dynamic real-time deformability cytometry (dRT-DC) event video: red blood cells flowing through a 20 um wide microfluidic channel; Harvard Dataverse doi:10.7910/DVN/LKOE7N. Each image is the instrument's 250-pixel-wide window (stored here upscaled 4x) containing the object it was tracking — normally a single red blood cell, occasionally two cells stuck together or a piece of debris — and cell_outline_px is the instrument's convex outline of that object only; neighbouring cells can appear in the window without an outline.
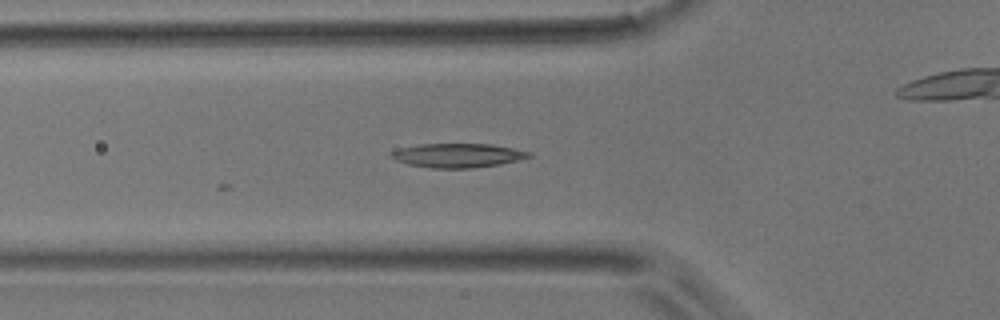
{"species": "common noctule bat (a hibernating species)", "species_latin": "Nyctalus noctula", "temperature_condition": "room temperature", "stored_images_in_passage": 12, "camera_frame_rate_fps": 3000, "um_per_image_px": 0.085, "animal": {"sex": "male", "body_mass_g": 17.9}, "frame": {"image": 1, "passage_image": 9, "time_ms": 2.667, "image_size_px": [1000, 320], "cell_outline_px": [[532, 156], [500, 164], [472, 168], [432, 168], [408, 164], [396, 160], [388, 156], [392, 152], [400, 148], [420, 144], [492, 144], [532, 152]], "centroid_in_image_um": [38.9, 13.21], "position_along_channel_um": 86.9, "area_um2": 19.19}}
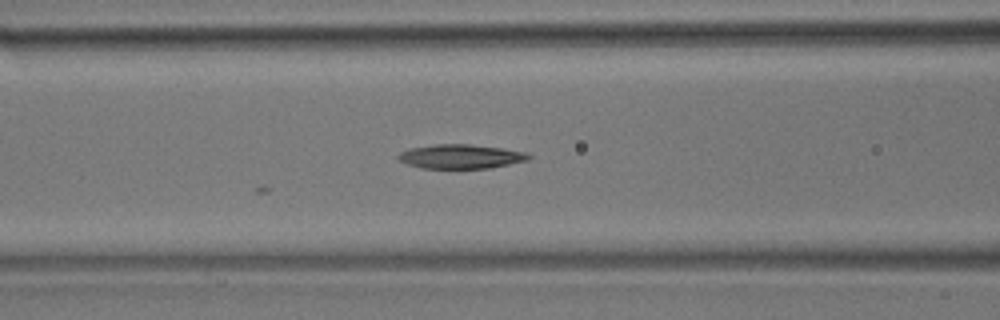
{"frame": {"image": 2, "passage_image": 12, "time_ms": 3.667, "image_size_px": [1000, 320], "cell_outline_px": [[532, 156], [528, 160], [492, 168], [420, 168], [408, 164], [400, 160], [396, 156], [400, 152], [408, 148], [436, 144], [468, 144], [500, 148], [528, 152]], "centroid_in_image_um": [39.17, 13.3], "position_along_channel_um": 127.4, "area_um2": 18.44}}